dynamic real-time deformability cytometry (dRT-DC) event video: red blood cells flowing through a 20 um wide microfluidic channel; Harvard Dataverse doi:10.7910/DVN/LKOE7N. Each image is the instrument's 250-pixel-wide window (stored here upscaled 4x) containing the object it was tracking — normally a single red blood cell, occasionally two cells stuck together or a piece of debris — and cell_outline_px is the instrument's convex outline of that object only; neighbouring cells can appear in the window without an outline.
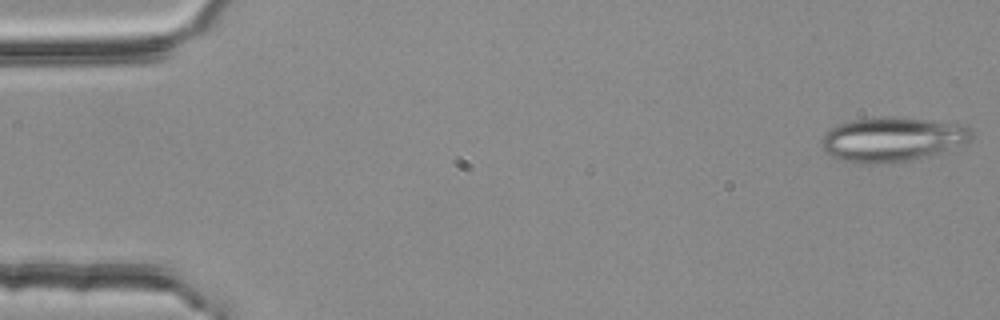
{"species": "common noctule bat (a hibernating species)", "species_latin": "Nyctalus noctula", "temperature_condition": "room temperature", "stored_images_in_passage": 54, "segment_of_instrument_passage": [1, 2], "camera_frame_rate_fps": 3000, "um_per_image_px": 0.085, "animal": {"sex": "female", "body_mass_g": 25.1}, "frame": {"image": 1, "passage_image": 1, "time_ms": 0.0, "image_size_px": [1000, 320], "cell_outline_px": [[972, 136], [968, 144], [908, 160], [876, 164], [860, 164], [844, 160], [832, 156], [824, 152], [820, 140], [824, 132], [840, 124], [852, 120], [924, 120], [964, 124], [972, 128]], "centroid_in_image_um": [75.85, 11.89], "position_along_channel_um": 9.2, "area_um2": 37.63}}